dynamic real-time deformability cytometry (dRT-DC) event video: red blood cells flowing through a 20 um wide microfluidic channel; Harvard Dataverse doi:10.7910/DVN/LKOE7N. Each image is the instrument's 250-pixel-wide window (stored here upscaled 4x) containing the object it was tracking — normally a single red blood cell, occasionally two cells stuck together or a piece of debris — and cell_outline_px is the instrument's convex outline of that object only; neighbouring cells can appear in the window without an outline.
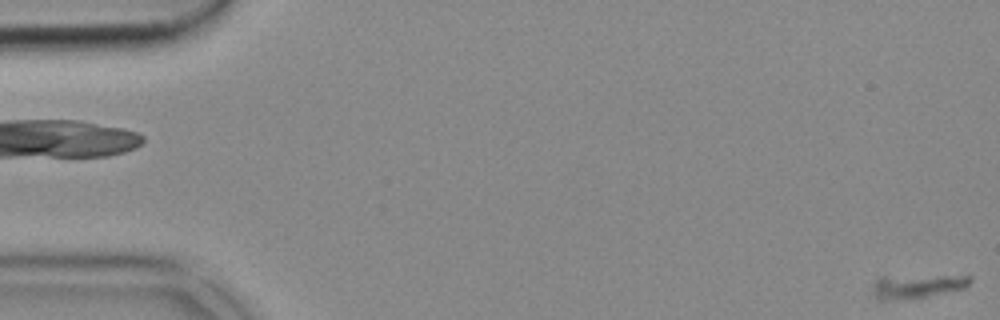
{"species": "common noctule bat (a hibernating species)", "species_latin": "Nyctalus noctula", "temperature_condition": "cold", "stored_images_in_passage": 1, "camera_frame_rate_fps": 3000, "um_per_image_px": 0.085, "animal": {"sex": "female", "body_mass_g": 18.4}, "frame": {"image": 1, "passage_image": 1, "time_ms": 0.0, "image_size_px": [1000, 320], "cell_outline_px": [[972, 280], [964, 288], [924, 296], [884, 300], [876, 300], [872, 296], [872, 284], [880, 276], [972, 276]], "centroid_in_image_um": [77.85, 24.31], "position_along_channel_um": 7.2, "area_um2": 13.24}}